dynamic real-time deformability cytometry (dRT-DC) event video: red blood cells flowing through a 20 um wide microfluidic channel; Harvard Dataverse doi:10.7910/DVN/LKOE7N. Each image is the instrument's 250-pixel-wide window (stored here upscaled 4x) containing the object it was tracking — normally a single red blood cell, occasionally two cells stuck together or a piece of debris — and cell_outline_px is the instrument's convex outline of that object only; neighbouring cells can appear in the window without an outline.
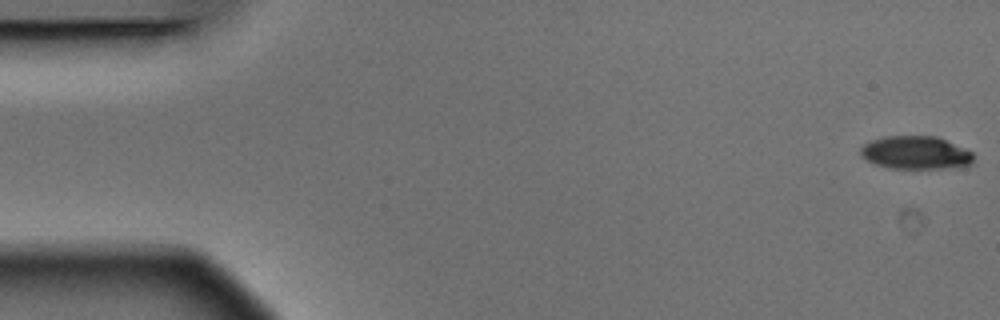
{"species": "Egyptian fruit bat (a non-hibernating species)", "species_latin": "Rousettus aegyptiacus", "temperature_condition": "warm", "stored_images_in_passage": 5, "camera_frame_rate_fps": 3000, "um_per_image_px": 0.085, "animal": {"sex": "male"}, "frame": {"image": 1, "passage_image": 1, "time_ms": 0.0, "image_size_px": [1000, 320], "cell_outline_px": [[972, 164], [944, 168], [888, 168], [864, 160], [860, 152], [860, 148], [864, 144], [872, 140], [884, 136], [936, 136], [964, 148], [972, 152]], "centroid_in_image_um": [77.78, 12.97], "position_along_channel_um": 7.2, "area_um2": 21.62}}
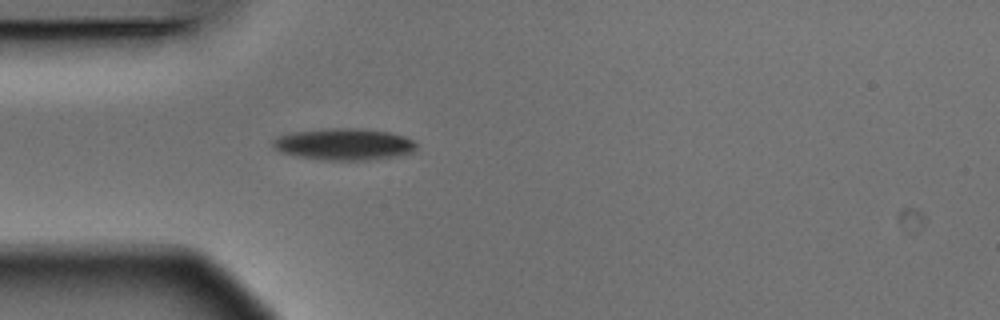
{"frame": {"image": 2, "passage_image": 5, "time_ms": 1.333, "image_size_px": [1000, 320], "cell_outline_px": [[416, 148], [412, 152], [396, 156], [360, 160], [324, 160], [296, 156], [280, 152], [272, 144], [272, 140], [280, 136], [296, 132], [328, 128], [356, 128], [388, 132], [404, 136], [412, 140], [416, 144]], "centroid_in_image_um": [29.23, 12.26], "position_along_channel_um": 55.8, "area_um2": 26.13}}